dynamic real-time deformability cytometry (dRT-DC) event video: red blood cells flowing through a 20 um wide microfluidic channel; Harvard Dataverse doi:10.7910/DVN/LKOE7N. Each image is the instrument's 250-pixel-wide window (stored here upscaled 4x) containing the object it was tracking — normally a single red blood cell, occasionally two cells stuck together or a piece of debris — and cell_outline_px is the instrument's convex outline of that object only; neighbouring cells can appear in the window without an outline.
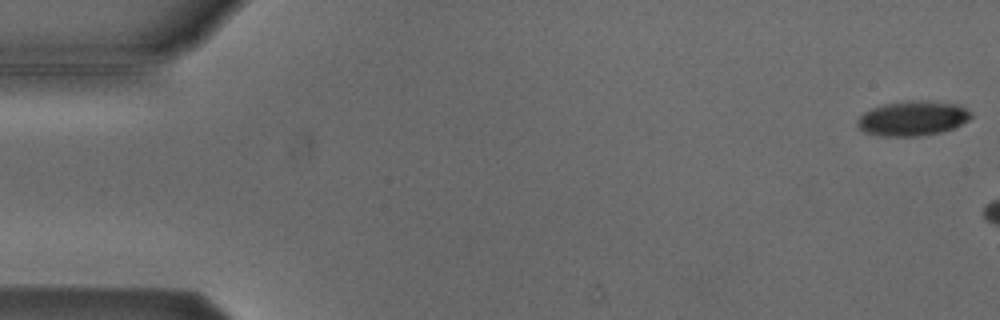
{"species": "Egyptian fruit bat (a non-hibernating species)", "species_latin": "Rousettus aegyptiacus", "temperature_condition": "cold", "stored_images_in_passage": 8, "camera_frame_rate_fps": 3000, "um_per_image_px": 0.085, "animal": {"sex": "male"}, "frame": {"image": 1, "passage_image": 1, "time_ms": 0.0, "image_size_px": [1000, 320], "cell_outline_px": [[972, 116], [968, 120], [952, 128], [940, 132], [920, 136], [880, 136], [864, 132], [856, 124], [856, 120], [864, 112], [872, 108], [884, 104], [956, 104], [964, 108]], "centroid_in_image_um": [77.49, 10.14], "position_along_channel_um": 7.5, "area_um2": 21.62}}